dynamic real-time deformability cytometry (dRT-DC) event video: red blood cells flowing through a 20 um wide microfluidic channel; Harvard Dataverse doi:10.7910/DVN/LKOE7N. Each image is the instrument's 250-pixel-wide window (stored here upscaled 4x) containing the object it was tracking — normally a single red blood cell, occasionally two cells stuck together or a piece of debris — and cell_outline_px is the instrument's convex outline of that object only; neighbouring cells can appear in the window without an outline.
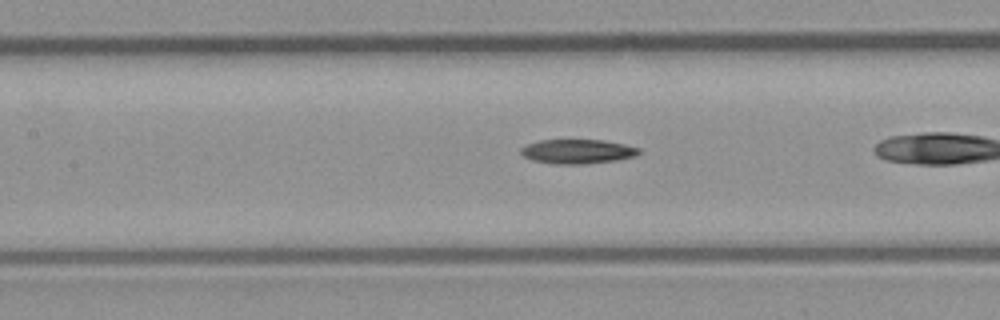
{"species": "common noctule bat (a hibernating species)", "species_latin": "Nyctalus noctula", "temperature_condition": "room temperature", "stored_images_in_passage": 42, "camera_frame_rate_fps": 3000, "um_per_image_px": 0.085, "animal": {"sex": "male", "body_mass_g": 23.1, "forearm_length_mm": 52.7}, "frame": {"image": 1, "passage_image": 13, "time_ms": 4.0, "image_size_px": [1000, 320], "cell_outline_px": [[640, 152], [636, 156], [616, 160], [584, 164], [556, 164], [532, 160], [524, 156], [520, 152], [520, 148], [528, 144], [540, 140], [604, 140], [624, 144], [640, 148]], "centroid_in_image_um": [49.1, 12.87], "position_along_channel_um": 158.3, "area_um2": 16.7}}
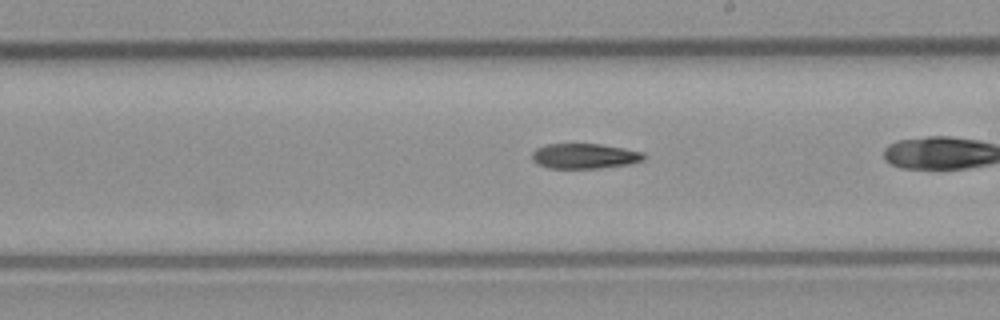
{"frame": {"image": 2, "passage_image": 19, "time_ms": 6.0, "image_size_px": [1000, 320], "cell_outline_px": [[648, 156], [644, 160], [628, 164], [600, 168], [548, 168], [536, 164], [532, 160], [532, 152], [536, 148], [548, 144], [600, 144], [624, 148], [644, 152]], "centroid_in_image_um": [49.7, 13.26], "position_along_channel_um": 239.3, "area_um2": 16.53}}
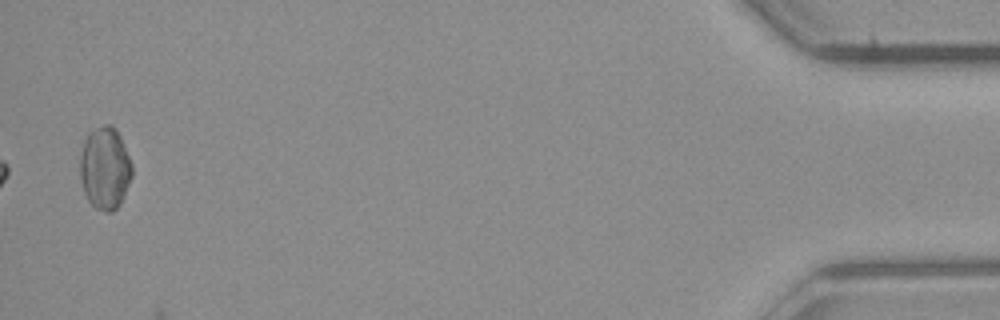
{"frame": {"image": 3, "passage_image": 42, "time_ms": 13.667, "image_size_px": [1000, 320], "cell_outline_px": [[132, 176], [124, 196], [120, 204], [112, 212], [104, 212], [96, 208], [88, 200], [84, 192], [80, 176], [80, 156], [84, 140], [88, 132], [92, 128], [104, 124], [112, 124], [116, 128], [120, 136], [132, 164]], "centroid_in_image_um": [8.92, 14.27], "position_along_channel_um": 426.3, "area_um2": 25.2}}